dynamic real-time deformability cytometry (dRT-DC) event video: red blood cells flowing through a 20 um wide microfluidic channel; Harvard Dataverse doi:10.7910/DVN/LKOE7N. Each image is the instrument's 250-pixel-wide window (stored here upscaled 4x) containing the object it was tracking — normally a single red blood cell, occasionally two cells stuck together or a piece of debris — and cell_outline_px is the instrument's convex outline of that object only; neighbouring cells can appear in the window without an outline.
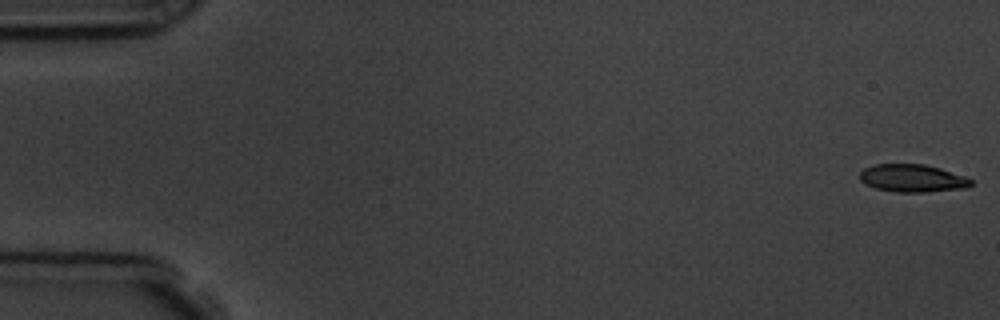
{"species": "common noctule bat (a hibernating species)", "species_latin": "Nyctalus noctula", "temperature_condition": "room temperature", "stored_images_in_passage": 56, "camera_frame_rate_fps": 3000, "um_per_image_px": 0.085, "animal": {"sex": "male", "body_mass_g": 19.5, "forearm_length_mm": 54.6}, "frame": {"image": 1, "passage_image": 1, "time_ms": 0.0, "image_size_px": [1000, 320], "cell_outline_px": [[972, 184], [968, 188], [924, 192], [896, 192], [876, 188], [860, 180], [860, 172], [864, 168], [872, 164], [924, 164], [940, 168], [964, 176], [972, 180]], "centroid_in_image_um": [77.57, 15.14], "position_along_channel_um": 7.4, "area_um2": 17.92}}
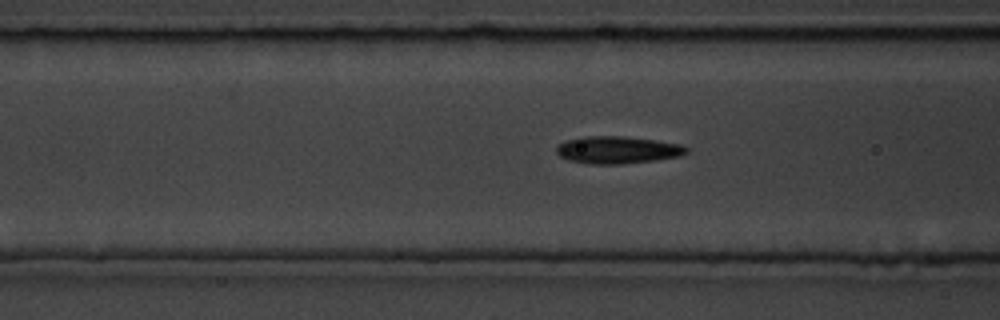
{"frame": {"image": 2, "passage_image": 22, "time_ms": 7.0, "image_size_px": [1000, 320], "cell_outline_px": [[688, 152], [680, 156], [656, 160], [620, 164], [588, 164], [568, 160], [560, 156], [556, 152], [556, 148], [564, 140], [584, 136], [624, 136], [656, 140], [680, 144], [688, 148]], "centroid_in_image_um": [52.48, 12.74], "position_along_channel_um": 114.1, "area_um2": 20.81}}
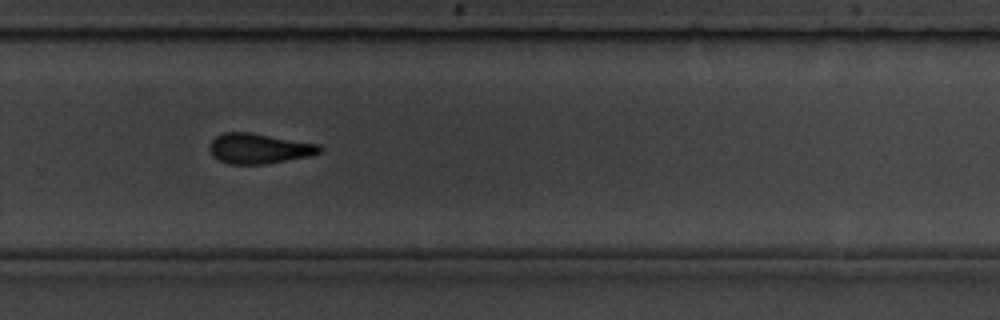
{"frame": {"image": 3, "passage_image": 38, "time_ms": 12.333, "image_size_px": [1000, 320], "cell_outline_px": [[324, 148], [320, 152], [312, 156], [264, 164], [228, 164], [212, 156], [208, 148], [212, 140], [216, 136], [224, 132], [252, 132], [320, 144]], "centroid_in_image_um": [22.04, 12.62], "position_along_channel_um": 307.8, "area_um2": 19.65}, "authors_computed_cell_mechanics": {"area_um2": 19.5075, "velocity_mm_per_s": 3.6339, "shape_relaxation_time_tau1_ms": 5.2864, "shape_relaxation_time_tau2_ms": 3.3464, "deformation_change_tau1": 0.1571, "deformation_change_tau2": 0.1142}}